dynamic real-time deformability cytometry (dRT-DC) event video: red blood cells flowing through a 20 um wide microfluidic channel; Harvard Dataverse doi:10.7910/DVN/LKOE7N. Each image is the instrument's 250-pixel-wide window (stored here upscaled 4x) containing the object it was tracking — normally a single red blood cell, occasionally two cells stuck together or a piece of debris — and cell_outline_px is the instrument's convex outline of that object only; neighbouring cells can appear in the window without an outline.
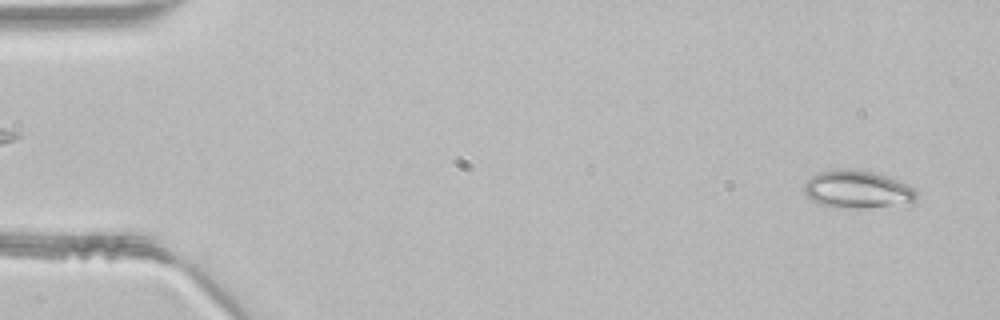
{"species": "common noctule bat (a hibernating species)", "species_latin": "Nyctalus noctula", "temperature_condition": "room temperature", "stored_images_in_passage": 47, "camera_frame_rate_fps": 3000, "um_per_image_px": 0.085, "animal": {"sex": "male", "body_mass_g": 21.5, "forearm_length_mm": 52.0}, "frame": {"image": 1, "passage_image": 2, "time_ms": 0.333, "image_size_px": [1000, 320], "cell_outline_px": [[916, 196], [912, 208], [836, 208], [820, 204], [804, 196], [804, 184], [816, 172], [836, 168], [856, 168], [872, 172], [908, 184], [916, 192]], "centroid_in_image_um": [72.94, 16.14], "position_along_channel_um": 12.1, "area_um2": 25.89}}
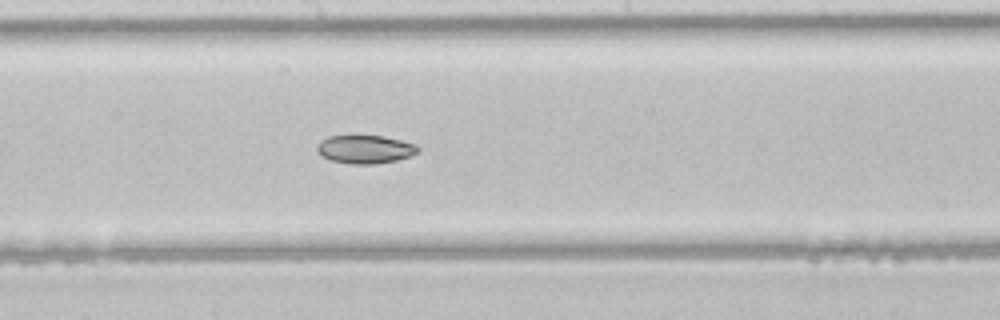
{"frame": {"image": 2, "passage_image": 25, "time_ms": 8.0, "image_size_px": [1000, 320], "cell_outline_px": [[420, 148], [412, 156], [396, 160], [372, 164], [352, 164], [332, 160], [316, 152], [316, 148], [320, 140], [328, 136], [384, 136], [416, 144]], "centroid_in_image_um": [31.03, 12.68], "position_along_channel_um": 217.2, "area_um2": 16.53}}
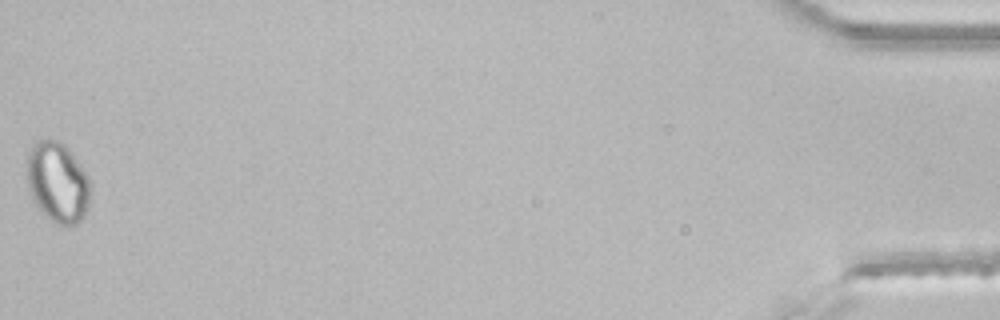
{"frame": {"image": 3, "passage_image": 47, "time_ms": 15.333, "image_size_px": [1000, 320], "cell_outline_px": [[88, 208], [84, 216], [76, 224], [60, 224], [44, 216], [36, 204], [28, 188], [28, 152], [40, 140], [48, 136], [60, 140], [68, 148], [80, 164], [88, 180]], "centroid_in_image_um": [4.88, 15.46], "position_along_channel_um": 430.3, "area_um2": 29.25}}